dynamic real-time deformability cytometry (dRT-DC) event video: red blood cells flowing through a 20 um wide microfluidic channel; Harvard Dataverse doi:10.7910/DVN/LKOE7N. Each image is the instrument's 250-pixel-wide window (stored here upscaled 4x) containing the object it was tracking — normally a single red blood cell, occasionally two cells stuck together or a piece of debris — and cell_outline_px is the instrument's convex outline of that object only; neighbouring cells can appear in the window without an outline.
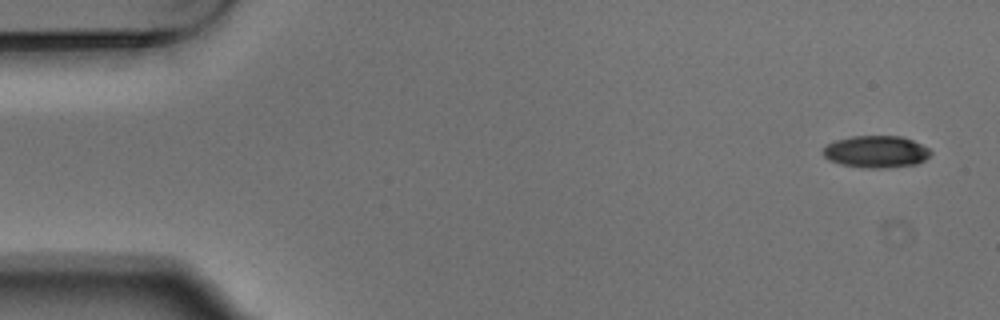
{"species": "Egyptian fruit bat (a non-hibernating species)", "species_latin": "Rousettus aegyptiacus", "temperature_condition": "warm", "stored_images_in_passage": 5, "camera_frame_rate_fps": 3000, "um_per_image_px": 0.085, "animal": {"sex": "male"}, "frame": {"image": 1, "passage_image": 1, "time_ms": 0.0, "image_size_px": [1000, 320], "cell_outline_px": [[932, 152], [924, 160], [916, 164], [884, 168], [868, 168], [840, 164], [828, 160], [824, 156], [824, 148], [828, 144], [836, 140], [852, 136], [900, 136], [912, 140], [928, 148]], "centroid_in_image_um": [74.46, 12.89], "position_along_channel_um": 10.5, "area_um2": 19.88}}
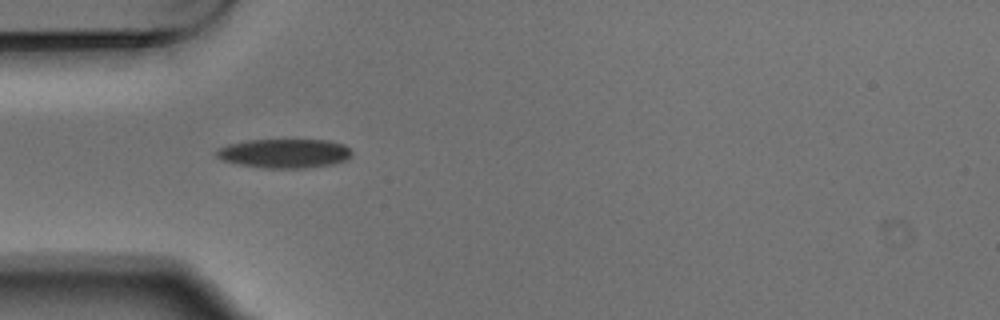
{"frame": {"image": 2, "passage_image": 4, "time_ms": 1.0, "image_size_px": [1000, 320], "cell_outline_px": [[352, 156], [344, 160], [332, 164], [304, 168], [264, 168], [236, 164], [224, 160], [216, 156], [216, 148], [228, 144], [248, 140], [328, 140], [344, 144], [352, 152]], "centroid_in_image_um": [24.16, 13.03], "position_along_channel_um": 60.8, "area_um2": 23.0}}
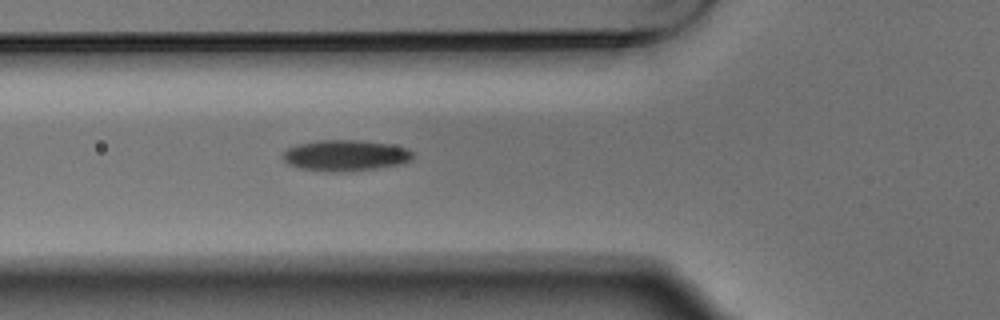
{"frame": {"image": 3, "passage_image": 5, "time_ms": 1.333, "image_size_px": [1000, 320], "cell_outline_px": [[412, 160], [404, 164], [348, 172], [328, 172], [300, 168], [288, 164], [280, 156], [288, 148], [296, 144], [320, 140], [364, 140], [392, 144], [408, 148], [412, 152]], "centroid_in_image_um": [29.38, 13.21], "position_along_channel_um": 96.4, "area_um2": 23.93}}